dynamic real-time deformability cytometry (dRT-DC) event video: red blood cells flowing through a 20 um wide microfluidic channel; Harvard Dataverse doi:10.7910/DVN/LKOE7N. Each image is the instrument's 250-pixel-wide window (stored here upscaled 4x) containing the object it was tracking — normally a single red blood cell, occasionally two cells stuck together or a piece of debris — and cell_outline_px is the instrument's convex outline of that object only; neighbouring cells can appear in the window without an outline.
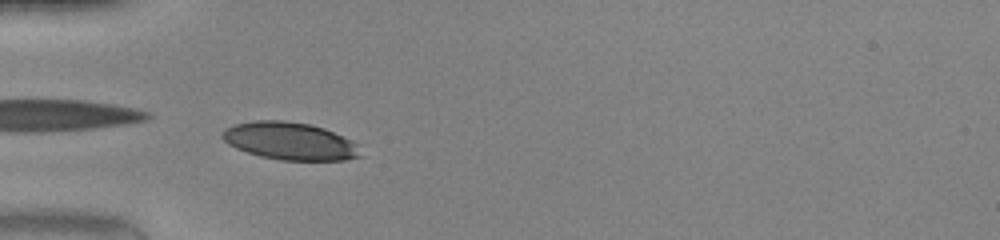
{"species": "human", "species_latin": "Homo sapiens", "temperature_condition": "warm", "stored_images_in_passage": 33, "camera_frame_rate_fps": 3000, "um_per_image_px": 0.085, "donor": {"sex": "female"}, "frame": {"image": 1, "passage_image": 1, "time_ms": 0.0, "image_size_px": [1000, 240], "cell_outline_px": [[360, 156], [348, 160], [280, 160], [260, 156], [236, 148], [228, 144], [220, 136], [228, 128], [236, 124], [256, 120], [284, 120], [308, 124], [324, 128], [352, 140], [356, 144]], "centroid_in_image_um": [24.64, 11.99], "position_along_channel_um": 60.4, "area_um2": 29.94}, "authors_computed_cell_mechanics": {"area_um2": 31.6744, "velocity_mm_per_s": 4.2221, "shape_relaxation_time_tau1_ms": 2.4102, "shape_relaxation_time_tau2_ms": null, "deformation_change_tau1": 0.1607, "deformation_change_tau2": null}}